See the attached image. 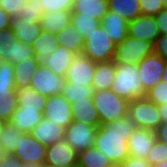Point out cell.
I'll list each match as a JSON object with an SVG mask.
<instances>
[{"mask_svg":"<svg viewBox=\"0 0 167 167\" xmlns=\"http://www.w3.org/2000/svg\"><path fill=\"white\" fill-rule=\"evenodd\" d=\"M135 128L134 122L128 116L100 125L94 146L113 163L119 164L129 157L127 142Z\"/></svg>","mask_w":167,"mask_h":167,"instance_id":"6da1fadb","label":"cell"},{"mask_svg":"<svg viewBox=\"0 0 167 167\" xmlns=\"http://www.w3.org/2000/svg\"><path fill=\"white\" fill-rule=\"evenodd\" d=\"M115 78L110 90L129 101L146 96L138 66L135 64L115 63Z\"/></svg>","mask_w":167,"mask_h":167,"instance_id":"7a4b0ae2","label":"cell"},{"mask_svg":"<svg viewBox=\"0 0 167 167\" xmlns=\"http://www.w3.org/2000/svg\"><path fill=\"white\" fill-rule=\"evenodd\" d=\"M92 99L99 114L101 125L128 116L130 101L118 96L112 90L93 91Z\"/></svg>","mask_w":167,"mask_h":167,"instance_id":"3957f363","label":"cell"},{"mask_svg":"<svg viewBox=\"0 0 167 167\" xmlns=\"http://www.w3.org/2000/svg\"><path fill=\"white\" fill-rule=\"evenodd\" d=\"M13 65L4 61L0 66V118L9 122L18 107Z\"/></svg>","mask_w":167,"mask_h":167,"instance_id":"277c9868","label":"cell"},{"mask_svg":"<svg viewBox=\"0 0 167 167\" xmlns=\"http://www.w3.org/2000/svg\"><path fill=\"white\" fill-rule=\"evenodd\" d=\"M115 50L116 45L100 25L84 40L82 55L95 62H109L113 61Z\"/></svg>","mask_w":167,"mask_h":167,"instance_id":"5b68a950","label":"cell"},{"mask_svg":"<svg viewBox=\"0 0 167 167\" xmlns=\"http://www.w3.org/2000/svg\"><path fill=\"white\" fill-rule=\"evenodd\" d=\"M128 117L136 127L155 131L161 124V116L157 105L146 97L137 98L129 102Z\"/></svg>","mask_w":167,"mask_h":167,"instance_id":"8992f818","label":"cell"},{"mask_svg":"<svg viewBox=\"0 0 167 167\" xmlns=\"http://www.w3.org/2000/svg\"><path fill=\"white\" fill-rule=\"evenodd\" d=\"M154 52L153 43L127 36L116 46L113 61L117 64H135Z\"/></svg>","mask_w":167,"mask_h":167,"instance_id":"52a82bcc","label":"cell"},{"mask_svg":"<svg viewBox=\"0 0 167 167\" xmlns=\"http://www.w3.org/2000/svg\"><path fill=\"white\" fill-rule=\"evenodd\" d=\"M0 50L3 59L12 65L36 57L33 46L20 42L11 28L0 30Z\"/></svg>","mask_w":167,"mask_h":167,"instance_id":"ba28073f","label":"cell"},{"mask_svg":"<svg viewBox=\"0 0 167 167\" xmlns=\"http://www.w3.org/2000/svg\"><path fill=\"white\" fill-rule=\"evenodd\" d=\"M97 127L73 120L65 129L64 140L77 152L94 147Z\"/></svg>","mask_w":167,"mask_h":167,"instance_id":"9c48e42d","label":"cell"},{"mask_svg":"<svg viewBox=\"0 0 167 167\" xmlns=\"http://www.w3.org/2000/svg\"><path fill=\"white\" fill-rule=\"evenodd\" d=\"M66 79L64 76L56 75L45 65H39L31 79L30 88L50 97L62 94Z\"/></svg>","mask_w":167,"mask_h":167,"instance_id":"30bf717a","label":"cell"},{"mask_svg":"<svg viewBox=\"0 0 167 167\" xmlns=\"http://www.w3.org/2000/svg\"><path fill=\"white\" fill-rule=\"evenodd\" d=\"M166 63V60L153 52L137 64L139 69L138 73L146 92L162 81V74L165 70Z\"/></svg>","mask_w":167,"mask_h":167,"instance_id":"8fae6325","label":"cell"},{"mask_svg":"<svg viewBox=\"0 0 167 167\" xmlns=\"http://www.w3.org/2000/svg\"><path fill=\"white\" fill-rule=\"evenodd\" d=\"M46 152L47 146L36 140L31 133H24L13 155L23 163L41 165L46 161Z\"/></svg>","mask_w":167,"mask_h":167,"instance_id":"7c38bea8","label":"cell"},{"mask_svg":"<svg viewBox=\"0 0 167 167\" xmlns=\"http://www.w3.org/2000/svg\"><path fill=\"white\" fill-rule=\"evenodd\" d=\"M43 114L48 120H52L65 129L74 120L72 105L62 94L48 97Z\"/></svg>","mask_w":167,"mask_h":167,"instance_id":"4fadbf2b","label":"cell"},{"mask_svg":"<svg viewBox=\"0 0 167 167\" xmlns=\"http://www.w3.org/2000/svg\"><path fill=\"white\" fill-rule=\"evenodd\" d=\"M96 63L82 54L76 55L66 73V82L92 87Z\"/></svg>","mask_w":167,"mask_h":167,"instance_id":"5bb4252c","label":"cell"},{"mask_svg":"<svg viewBox=\"0 0 167 167\" xmlns=\"http://www.w3.org/2000/svg\"><path fill=\"white\" fill-rule=\"evenodd\" d=\"M45 163L56 167H77L78 153L62 140L47 147Z\"/></svg>","mask_w":167,"mask_h":167,"instance_id":"9a60e30c","label":"cell"},{"mask_svg":"<svg viewBox=\"0 0 167 167\" xmlns=\"http://www.w3.org/2000/svg\"><path fill=\"white\" fill-rule=\"evenodd\" d=\"M156 140L155 131L136 127L127 142L129 156L146 159Z\"/></svg>","mask_w":167,"mask_h":167,"instance_id":"2e32d148","label":"cell"},{"mask_svg":"<svg viewBox=\"0 0 167 167\" xmlns=\"http://www.w3.org/2000/svg\"><path fill=\"white\" fill-rule=\"evenodd\" d=\"M128 36L155 43L160 36L154 16L140 15L128 24Z\"/></svg>","mask_w":167,"mask_h":167,"instance_id":"e0dca14e","label":"cell"},{"mask_svg":"<svg viewBox=\"0 0 167 167\" xmlns=\"http://www.w3.org/2000/svg\"><path fill=\"white\" fill-rule=\"evenodd\" d=\"M31 134L36 140L48 147L64 140L65 128L43 117Z\"/></svg>","mask_w":167,"mask_h":167,"instance_id":"ac0fdd59","label":"cell"},{"mask_svg":"<svg viewBox=\"0 0 167 167\" xmlns=\"http://www.w3.org/2000/svg\"><path fill=\"white\" fill-rule=\"evenodd\" d=\"M128 24V20L112 11H108L101 20V25L107 30L108 36L116 46L128 36Z\"/></svg>","mask_w":167,"mask_h":167,"instance_id":"d6986e66","label":"cell"},{"mask_svg":"<svg viewBox=\"0 0 167 167\" xmlns=\"http://www.w3.org/2000/svg\"><path fill=\"white\" fill-rule=\"evenodd\" d=\"M11 29L20 42L30 45H33L42 32L40 21H29L23 19V17H13Z\"/></svg>","mask_w":167,"mask_h":167,"instance_id":"ffe728a7","label":"cell"},{"mask_svg":"<svg viewBox=\"0 0 167 167\" xmlns=\"http://www.w3.org/2000/svg\"><path fill=\"white\" fill-rule=\"evenodd\" d=\"M43 117V112L38 111V109L17 107L15 112L12 114L9 123L24 133H31Z\"/></svg>","mask_w":167,"mask_h":167,"instance_id":"44dd1931","label":"cell"},{"mask_svg":"<svg viewBox=\"0 0 167 167\" xmlns=\"http://www.w3.org/2000/svg\"><path fill=\"white\" fill-rule=\"evenodd\" d=\"M76 55V53L67 47L58 45L47 58L45 66L51 69L56 75L65 77Z\"/></svg>","mask_w":167,"mask_h":167,"instance_id":"7402d4cb","label":"cell"},{"mask_svg":"<svg viewBox=\"0 0 167 167\" xmlns=\"http://www.w3.org/2000/svg\"><path fill=\"white\" fill-rule=\"evenodd\" d=\"M72 114L75 121H81L89 125L96 126L100 124V117L92 98H85L81 101H75L72 104Z\"/></svg>","mask_w":167,"mask_h":167,"instance_id":"603a6c76","label":"cell"},{"mask_svg":"<svg viewBox=\"0 0 167 167\" xmlns=\"http://www.w3.org/2000/svg\"><path fill=\"white\" fill-rule=\"evenodd\" d=\"M58 45L60 44L57 39V34L42 30L32 45L39 65H45L47 58Z\"/></svg>","mask_w":167,"mask_h":167,"instance_id":"cb8c5ba5","label":"cell"},{"mask_svg":"<svg viewBox=\"0 0 167 167\" xmlns=\"http://www.w3.org/2000/svg\"><path fill=\"white\" fill-rule=\"evenodd\" d=\"M72 12L101 20L108 12V0H73Z\"/></svg>","mask_w":167,"mask_h":167,"instance_id":"d4e9b609","label":"cell"},{"mask_svg":"<svg viewBox=\"0 0 167 167\" xmlns=\"http://www.w3.org/2000/svg\"><path fill=\"white\" fill-rule=\"evenodd\" d=\"M115 62H97L93 77V91L110 90L115 78Z\"/></svg>","mask_w":167,"mask_h":167,"instance_id":"484cf974","label":"cell"},{"mask_svg":"<svg viewBox=\"0 0 167 167\" xmlns=\"http://www.w3.org/2000/svg\"><path fill=\"white\" fill-rule=\"evenodd\" d=\"M72 11H55L43 13L40 24L42 30L57 34L63 28L71 25Z\"/></svg>","mask_w":167,"mask_h":167,"instance_id":"4316f807","label":"cell"},{"mask_svg":"<svg viewBox=\"0 0 167 167\" xmlns=\"http://www.w3.org/2000/svg\"><path fill=\"white\" fill-rule=\"evenodd\" d=\"M38 66L39 62L36 57L23 60L13 65L16 89L30 86L31 79Z\"/></svg>","mask_w":167,"mask_h":167,"instance_id":"83f0119b","label":"cell"},{"mask_svg":"<svg viewBox=\"0 0 167 167\" xmlns=\"http://www.w3.org/2000/svg\"><path fill=\"white\" fill-rule=\"evenodd\" d=\"M18 107L25 109H38L43 112L47 103L48 97L31 89L30 87L18 88Z\"/></svg>","mask_w":167,"mask_h":167,"instance_id":"f1b7e54d","label":"cell"},{"mask_svg":"<svg viewBox=\"0 0 167 167\" xmlns=\"http://www.w3.org/2000/svg\"><path fill=\"white\" fill-rule=\"evenodd\" d=\"M108 11L117 13L129 22L142 15L139 0H108Z\"/></svg>","mask_w":167,"mask_h":167,"instance_id":"f546056e","label":"cell"},{"mask_svg":"<svg viewBox=\"0 0 167 167\" xmlns=\"http://www.w3.org/2000/svg\"><path fill=\"white\" fill-rule=\"evenodd\" d=\"M114 163L95 146L78 153L77 167H111Z\"/></svg>","mask_w":167,"mask_h":167,"instance_id":"4dcf8cb0","label":"cell"},{"mask_svg":"<svg viewBox=\"0 0 167 167\" xmlns=\"http://www.w3.org/2000/svg\"><path fill=\"white\" fill-rule=\"evenodd\" d=\"M59 44L67 47L77 55H81L84 47V38L72 26L69 25L57 33Z\"/></svg>","mask_w":167,"mask_h":167,"instance_id":"1f68e13d","label":"cell"},{"mask_svg":"<svg viewBox=\"0 0 167 167\" xmlns=\"http://www.w3.org/2000/svg\"><path fill=\"white\" fill-rule=\"evenodd\" d=\"M24 132L7 122L0 134V145L6 153L13 154Z\"/></svg>","mask_w":167,"mask_h":167,"instance_id":"d6a6232c","label":"cell"},{"mask_svg":"<svg viewBox=\"0 0 167 167\" xmlns=\"http://www.w3.org/2000/svg\"><path fill=\"white\" fill-rule=\"evenodd\" d=\"M71 25L85 40L90 33L101 25V22L93 17L84 16L82 13L72 12Z\"/></svg>","mask_w":167,"mask_h":167,"instance_id":"836d02e7","label":"cell"},{"mask_svg":"<svg viewBox=\"0 0 167 167\" xmlns=\"http://www.w3.org/2000/svg\"><path fill=\"white\" fill-rule=\"evenodd\" d=\"M62 95L72 104L85 98H92L93 88L83 84L65 82Z\"/></svg>","mask_w":167,"mask_h":167,"instance_id":"e575fe53","label":"cell"},{"mask_svg":"<svg viewBox=\"0 0 167 167\" xmlns=\"http://www.w3.org/2000/svg\"><path fill=\"white\" fill-rule=\"evenodd\" d=\"M21 10V17L29 21H40L44 13L41 0H28L24 3V8Z\"/></svg>","mask_w":167,"mask_h":167,"instance_id":"d590c367","label":"cell"},{"mask_svg":"<svg viewBox=\"0 0 167 167\" xmlns=\"http://www.w3.org/2000/svg\"><path fill=\"white\" fill-rule=\"evenodd\" d=\"M146 160L151 166L167 161V144L156 140L149 150Z\"/></svg>","mask_w":167,"mask_h":167,"instance_id":"8d00e7d4","label":"cell"},{"mask_svg":"<svg viewBox=\"0 0 167 167\" xmlns=\"http://www.w3.org/2000/svg\"><path fill=\"white\" fill-rule=\"evenodd\" d=\"M145 97L156 105L166 104L167 83L164 81L157 83L153 88L147 91Z\"/></svg>","mask_w":167,"mask_h":167,"instance_id":"74e56055","label":"cell"},{"mask_svg":"<svg viewBox=\"0 0 167 167\" xmlns=\"http://www.w3.org/2000/svg\"><path fill=\"white\" fill-rule=\"evenodd\" d=\"M44 13L55 11H72L73 0H41Z\"/></svg>","mask_w":167,"mask_h":167,"instance_id":"f35d334b","label":"cell"},{"mask_svg":"<svg viewBox=\"0 0 167 167\" xmlns=\"http://www.w3.org/2000/svg\"><path fill=\"white\" fill-rule=\"evenodd\" d=\"M28 0H2L0 7L9 13L12 17H21L24 3Z\"/></svg>","mask_w":167,"mask_h":167,"instance_id":"ab89813d","label":"cell"},{"mask_svg":"<svg viewBox=\"0 0 167 167\" xmlns=\"http://www.w3.org/2000/svg\"><path fill=\"white\" fill-rule=\"evenodd\" d=\"M142 15L155 16L163 9V0H139Z\"/></svg>","mask_w":167,"mask_h":167,"instance_id":"60d3db41","label":"cell"},{"mask_svg":"<svg viewBox=\"0 0 167 167\" xmlns=\"http://www.w3.org/2000/svg\"><path fill=\"white\" fill-rule=\"evenodd\" d=\"M153 46H154V52L167 61V34L166 35L160 34V36L157 38Z\"/></svg>","mask_w":167,"mask_h":167,"instance_id":"b9f144b4","label":"cell"},{"mask_svg":"<svg viewBox=\"0 0 167 167\" xmlns=\"http://www.w3.org/2000/svg\"><path fill=\"white\" fill-rule=\"evenodd\" d=\"M119 164L121 167H151L146 159L134 158L131 156Z\"/></svg>","mask_w":167,"mask_h":167,"instance_id":"7bdbcfd3","label":"cell"},{"mask_svg":"<svg viewBox=\"0 0 167 167\" xmlns=\"http://www.w3.org/2000/svg\"><path fill=\"white\" fill-rule=\"evenodd\" d=\"M23 162L11 153H6L0 161V167H23Z\"/></svg>","mask_w":167,"mask_h":167,"instance_id":"ee69618b","label":"cell"},{"mask_svg":"<svg viewBox=\"0 0 167 167\" xmlns=\"http://www.w3.org/2000/svg\"><path fill=\"white\" fill-rule=\"evenodd\" d=\"M156 24L159 28L160 34H167V11L162 9L155 16Z\"/></svg>","mask_w":167,"mask_h":167,"instance_id":"f6af8a7d","label":"cell"},{"mask_svg":"<svg viewBox=\"0 0 167 167\" xmlns=\"http://www.w3.org/2000/svg\"><path fill=\"white\" fill-rule=\"evenodd\" d=\"M12 16L0 7V30L11 28Z\"/></svg>","mask_w":167,"mask_h":167,"instance_id":"bcb514c9","label":"cell"},{"mask_svg":"<svg viewBox=\"0 0 167 167\" xmlns=\"http://www.w3.org/2000/svg\"><path fill=\"white\" fill-rule=\"evenodd\" d=\"M156 139L167 144V123H162L156 130Z\"/></svg>","mask_w":167,"mask_h":167,"instance_id":"7dc6e473","label":"cell"},{"mask_svg":"<svg viewBox=\"0 0 167 167\" xmlns=\"http://www.w3.org/2000/svg\"><path fill=\"white\" fill-rule=\"evenodd\" d=\"M157 109L161 116L162 123H167V103L162 105H157Z\"/></svg>","mask_w":167,"mask_h":167,"instance_id":"c3c4849f","label":"cell"},{"mask_svg":"<svg viewBox=\"0 0 167 167\" xmlns=\"http://www.w3.org/2000/svg\"><path fill=\"white\" fill-rule=\"evenodd\" d=\"M23 167H56L54 165H51V164H46V163H43L41 165H37V164H32V163H23L22 165Z\"/></svg>","mask_w":167,"mask_h":167,"instance_id":"681fc988","label":"cell"},{"mask_svg":"<svg viewBox=\"0 0 167 167\" xmlns=\"http://www.w3.org/2000/svg\"><path fill=\"white\" fill-rule=\"evenodd\" d=\"M162 81L167 83V63H166L165 70L163 71V74H162Z\"/></svg>","mask_w":167,"mask_h":167,"instance_id":"f907efd6","label":"cell"},{"mask_svg":"<svg viewBox=\"0 0 167 167\" xmlns=\"http://www.w3.org/2000/svg\"><path fill=\"white\" fill-rule=\"evenodd\" d=\"M6 123H7V121L0 118V134H1L2 130L4 129Z\"/></svg>","mask_w":167,"mask_h":167,"instance_id":"816d5d0a","label":"cell"},{"mask_svg":"<svg viewBox=\"0 0 167 167\" xmlns=\"http://www.w3.org/2000/svg\"><path fill=\"white\" fill-rule=\"evenodd\" d=\"M151 167H167V161L160 162L159 164L153 165Z\"/></svg>","mask_w":167,"mask_h":167,"instance_id":"f5cc1de1","label":"cell"},{"mask_svg":"<svg viewBox=\"0 0 167 167\" xmlns=\"http://www.w3.org/2000/svg\"><path fill=\"white\" fill-rule=\"evenodd\" d=\"M6 154V152L4 151V149L2 148V146L0 145V161L3 159L4 155Z\"/></svg>","mask_w":167,"mask_h":167,"instance_id":"db71d44e","label":"cell"},{"mask_svg":"<svg viewBox=\"0 0 167 167\" xmlns=\"http://www.w3.org/2000/svg\"><path fill=\"white\" fill-rule=\"evenodd\" d=\"M5 60L3 59V55H2V52L0 50V66L3 64Z\"/></svg>","mask_w":167,"mask_h":167,"instance_id":"11a10c76","label":"cell"},{"mask_svg":"<svg viewBox=\"0 0 167 167\" xmlns=\"http://www.w3.org/2000/svg\"><path fill=\"white\" fill-rule=\"evenodd\" d=\"M163 9L167 11V0H163Z\"/></svg>","mask_w":167,"mask_h":167,"instance_id":"9f6ffc18","label":"cell"},{"mask_svg":"<svg viewBox=\"0 0 167 167\" xmlns=\"http://www.w3.org/2000/svg\"><path fill=\"white\" fill-rule=\"evenodd\" d=\"M111 167H121L120 164H113Z\"/></svg>","mask_w":167,"mask_h":167,"instance_id":"6f0895ef","label":"cell"}]
</instances>
